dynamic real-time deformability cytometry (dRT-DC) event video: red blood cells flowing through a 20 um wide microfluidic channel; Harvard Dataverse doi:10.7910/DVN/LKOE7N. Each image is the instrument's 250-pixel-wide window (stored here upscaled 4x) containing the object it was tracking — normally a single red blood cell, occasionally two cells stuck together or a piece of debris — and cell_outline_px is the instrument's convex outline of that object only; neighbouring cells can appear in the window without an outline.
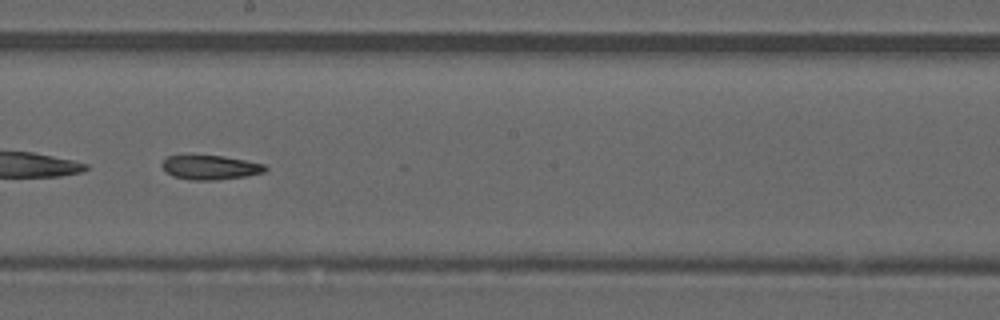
{"species": "common noctule bat (a hibernating species)", "species_latin": "Nyctalus noctula", "temperature_condition": "warm", "stored_images_in_passage": 37, "camera_frame_rate_fps": 3000, "um_per_image_px": 0.085, "animal": {"sex": "male", "forearm_length_mm": 52.5}, "frame": {"image": 1, "passage_image": 16, "time_ms": 5.0, "image_size_px": [1000, 320], "cell_outline_px": [[268, 168], [264, 172], [244, 176], [216, 180], [188, 180], [172, 176], [160, 164], [168, 156], [224, 156], [264, 164]], "centroid_in_image_um": [17.87, 14.24], "position_along_channel_um": 230.3, "area_um2": 14.39}}
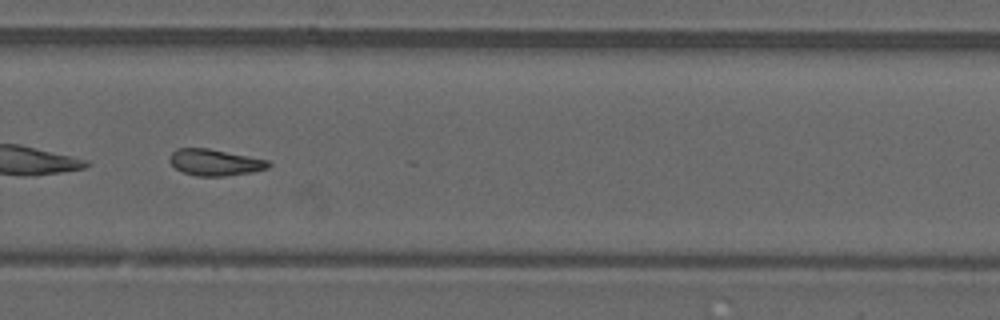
{"frame": {"image": 2, "passage_image": 22, "time_ms": 7.0, "image_size_px": [1000, 320], "cell_outline_px": [[272, 164], [268, 168], [252, 172], [224, 176], [196, 176], [184, 172], [176, 168], [168, 160], [168, 156], [176, 148], [208, 148], [268, 160]], "centroid_in_image_um": [18.25, 13.8], "position_along_channel_um": 311.6, "area_um2": 15.2}, "authors_computed_cell_mechanics": {"area_um2": 15.5482, "velocity_mm_per_s": 4.0702, "shape_relaxation_time_tau1_ms": null, "shape_relaxation_time_tau2_ms": 7.8244, "deformation_change_tau1": null, "deformation_change_tau2": 0.1594}}